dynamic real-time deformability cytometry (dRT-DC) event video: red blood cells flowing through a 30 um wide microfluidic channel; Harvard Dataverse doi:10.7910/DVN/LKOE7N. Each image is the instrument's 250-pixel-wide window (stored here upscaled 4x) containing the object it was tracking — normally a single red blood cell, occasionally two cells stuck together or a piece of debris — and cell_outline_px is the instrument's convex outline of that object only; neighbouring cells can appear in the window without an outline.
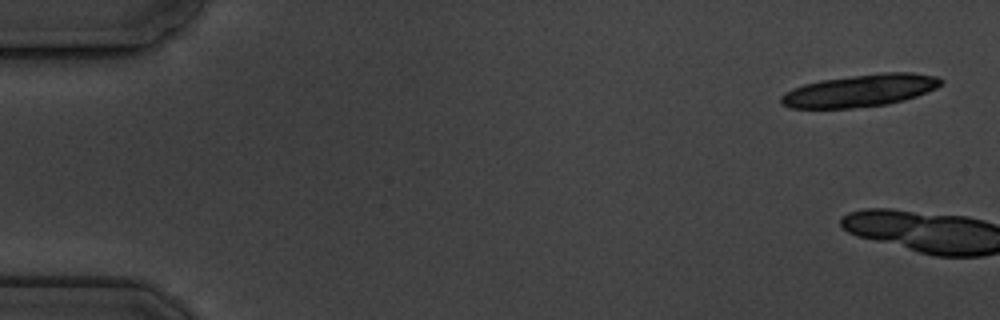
{"species": "common noctule bat (a hibernating species)", "species_latin": "Nyctalus noctula", "temperature_condition": "cold", "stored_images_in_passage": 2, "camera_frame_rate_fps": 3000, "um_per_image_px": 0.085, "animal": {"sex": "male", "body_mass_g": 19.5, "forearm_length_mm": 54.6}, "frame": {"image": 1, "passage_image": 1, "time_ms": 0.0, "image_size_px": [1000, 320], "cell_outline_px": [[944, 80], [936, 88], [916, 96], [904, 100], [888, 104], [852, 108], [788, 108], [780, 104], [780, 96], [784, 92], [792, 88], [804, 84], [820, 80], [880, 72], [912, 72], [936, 76]], "centroid_in_image_um": [73.07, 7.7], "position_along_channel_um": 11.9, "area_um2": 30.29}}